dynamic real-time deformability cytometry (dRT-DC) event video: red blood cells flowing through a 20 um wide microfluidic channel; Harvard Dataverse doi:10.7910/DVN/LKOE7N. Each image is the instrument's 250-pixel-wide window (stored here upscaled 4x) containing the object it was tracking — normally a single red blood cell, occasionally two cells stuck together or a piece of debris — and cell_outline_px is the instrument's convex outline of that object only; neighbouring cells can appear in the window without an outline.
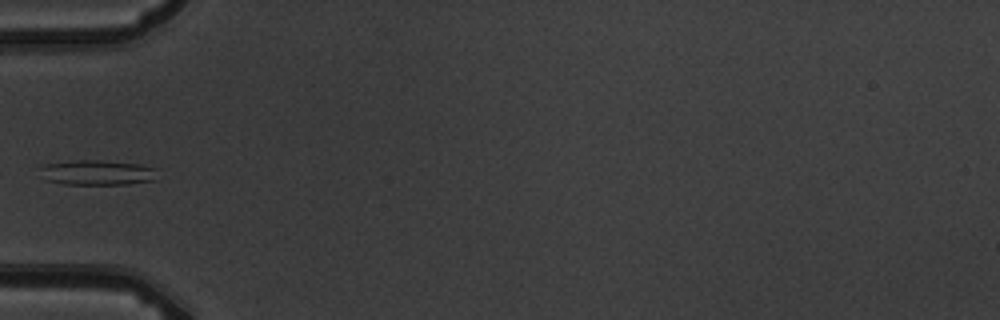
{"species": "common noctule bat (a hibernating species)", "species_latin": "Nyctalus noctula", "temperature_condition": "warm", "stored_images_in_passage": 5, "camera_frame_rate_fps": 3000, "um_per_image_px": 0.085, "animal": {"sex": "male", "body_mass_g": 19.5, "forearm_length_mm": 54.6}, "frame": {"image": 1, "passage_image": 5, "time_ms": 5.333, "image_size_px": [1000, 320], "cell_outline_px": [[156, 168], [152, 180], [128, 184], [64, 184], [44, 180], [40, 168], [44, 164], [72, 160], [100, 160], [140, 164]], "centroid_in_image_um": [8.2, 14.66], "position_along_channel_um": 76.8, "area_um2": 17.05}}